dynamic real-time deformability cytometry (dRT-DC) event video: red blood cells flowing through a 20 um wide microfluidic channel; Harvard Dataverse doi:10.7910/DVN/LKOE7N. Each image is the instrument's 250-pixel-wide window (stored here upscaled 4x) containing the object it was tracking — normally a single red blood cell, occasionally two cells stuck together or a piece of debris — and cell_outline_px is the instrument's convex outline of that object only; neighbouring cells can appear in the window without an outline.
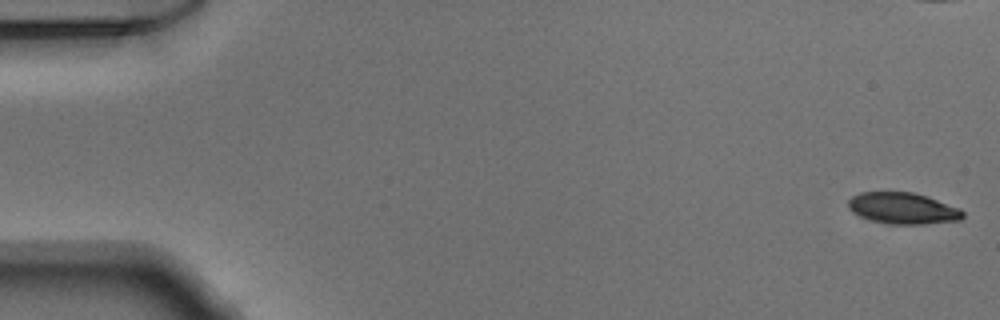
{"species": "Egyptian fruit bat (a non-hibernating species)", "species_latin": "Rousettus aegyptiacus", "temperature_condition": "warm", "stored_images_in_passage": 52, "camera_frame_rate_fps": 3000, "um_per_image_px": 0.085, "animal": {"sex": "male"}, "frame": {"image": 1, "passage_image": 1, "time_ms": 0.0, "image_size_px": [1000, 320], "cell_outline_px": [[964, 216], [960, 220], [924, 224], [892, 224], [872, 220], [860, 216], [852, 212], [848, 208], [848, 200], [852, 196], [860, 192], [912, 192], [960, 208], [964, 212]], "centroid_in_image_um": [76.72, 17.71], "position_along_channel_um": 8.3, "area_um2": 20.75}}
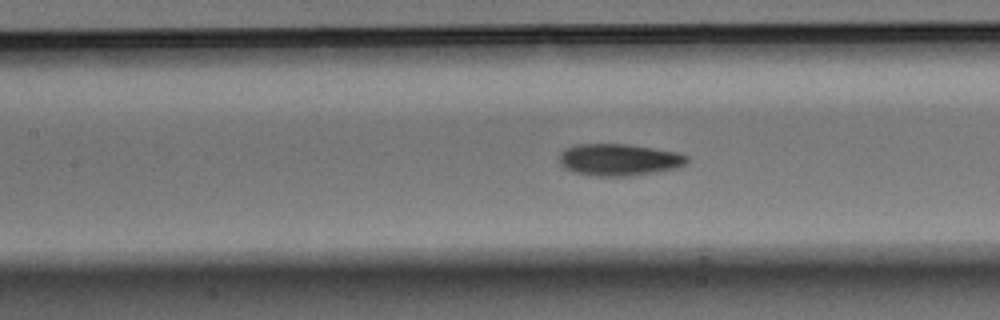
{"frame": {"image": 2, "passage_image": 23, "time_ms": 7.333, "image_size_px": [1000, 320], "cell_outline_px": [[688, 160], [684, 164], [676, 168], [628, 176], [596, 176], [576, 172], [564, 168], [560, 164], [560, 152], [564, 148], [576, 144], [628, 144], [676, 152], [688, 156]], "centroid_in_image_um": [52.57, 13.56], "position_along_channel_um": 154.8, "area_um2": 23.52}}
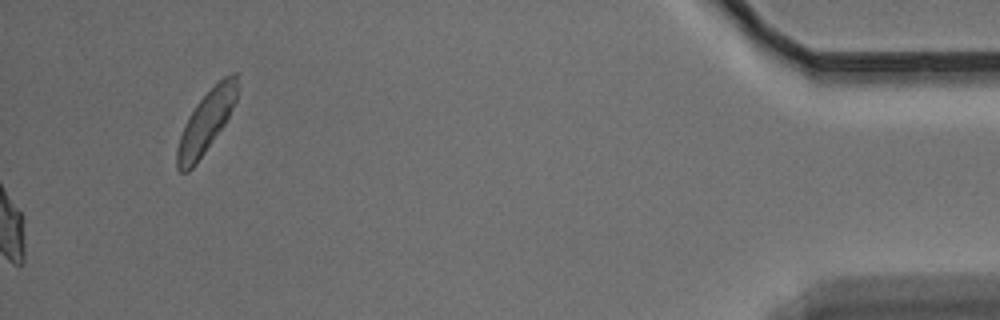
{"frame": {"image": 3, "passage_image": 52, "time_ms": 17.0, "image_size_px": [1000, 320], "cell_outline_px": [[240, 88], [236, 100], [224, 124], [196, 164], [188, 172], [180, 172], [176, 168], [176, 148], [184, 124], [188, 116], [196, 104], [224, 76], [232, 72], [236, 72]], "centroid_in_image_um": [17.51, 10.36], "position_along_channel_um": 417.7, "area_um2": 21.56}}